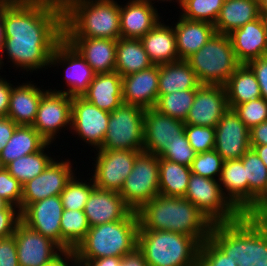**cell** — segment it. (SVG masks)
Segmentation results:
<instances>
[{"label":"cell","instance_id":"cell-1","mask_svg":"<svg viewBox=\"0 0 267 266\" xmlns=\"http://www.w3.org/2000/svg\"><path fill=\"white\" fill-rule=\"evenodd\" d=\"M4 36L0 71L6 65L5 57L19 72L47 70L56 46L64 39L63 5L48 0L4 3Z\"/></svg>","mask_w":267,"mask_h":266},{"label":"cell","instance_id":"cell-2","mask_svg":"<svg viewBox=\"0 0 267 266\" xmlns=\"http://www.w3.org/2000/svg\"><path fill=\"white\" fill-rule=\"evenodd\" d=\"M139 230L170 231L194 237L200 243L209 238L212 222L184 197L157 195L137 211Z\"/></svg>","mask_w":267,"mask_h":266},{"label":"cell","instance_id":"cell-3","mask_svg":"<svg viewBox=\"0 0 267 266\" xmlns=\"http://www.w3.org/2000/svg\"><path fill=\"white\" fill-rule=\"evenodd\" d=\"M63 12L64 38H121L117 0H68Z\"/></svg>","mask_w":267,"mask_h":266},{"label":"cell","instance_id":"cell-4","mask_svg":"<svg viewBox=\"0 0 267 266\" xmlns=\"http://www.w3.org/2000/svg\"><path fill=\"white\" fill-rule=\"evenodd\" d=\"M139 219L131 211L124 219L90 227L85 238L72 251L76 260L120 257L138 245Z\"/></svg>","mask_w":267,"mask_h":266},{"label":"cell","instance_id":"cell-5","mask_svg":"<svg viewBox=\"0 0 267 266\" xmlns=\"http://www.w3.org/2000/svg\"><path fill=\"white\" fill-rule=\"evenodd\" d=\"M201 243L194 237L160 230H139L137 248L148 266H194Z\"/></svg>","mask_w":267,"mask_h":266},{"label":"cell","instance_id":"cell-6","mask_svg":"<svg viewBox=\"0 0 267 266\" xmlns=\"http://www.w3.org/2000/svg\"><path fill=\"white\" fill-rule=\"evenodd\" d=\"M201 85L224 86L241 65L229 35L215 33L196 53L186 59Z\"/></svg>","mask_w":267,"mask_h":266},{"label":"cell","instance_id":"cell-7","mask_svg":"<svg viewBox=\"0 0 267 266\" xmlns=\"http://www.w3.org/2000/svg\"><path fill=\"white\" fill-rule=\"evenodd\" d=\"M209 239L238 266L257 265L258 219L242 214L235 221L214 223Z\"/></svg>","mask_w":267,"mask_h":266},{"label":"cell","instance_id":"cell-8","mask_svg":"<svg viewBox=\"0 0 267 266\" xmlns=\"http://www.w3.org/2000/svg\"><path fill=\"white\" fill-rule=\"evenodd\" d=\"M144 109L122 103L110 112L108 130L97 150L143 151Z\"/></svg>","mask_w":267,"mask_h":266},{"label":"cell","instance_id":"cell-9","mask_svg":"<svg viewBox=\"0 0 267 266\" xmlns=\"http://www.w3.org/2000/svg\"><path fill=\"white\" fill-rule=\"evenodd\" d=\"M213 224L237 220L242 214L223 195L219 180L192 173L184 196Z\"/></svg>","mask_w":267,"mask_h":266},{"label":"cell","instance_id":"cell-10","mask_svg":"<svg viewBox=\"0 0 267 266\" xmlns=\"http://www.w3.org/2000/svg\"><path fill=\"white\" fill-rule=\"evenodd\" d=\"M119 194L133 211L159 195V156L140 152Z\"/></svg>","mask_w":267,"mask_h":266},{"label":"cell","instance_id":"cell-11","mask_svg":"<svg viewBox=\"0 0 267 266\" xmlns=\"http://www.w3.org/2000/svg\"><path fill=\"white\" fill-rule=\"evenodd\" d=\"M91 177L97 188L120 192L125 179L132 171L136 156L141 151L93 150ZM97 152V153H96Z\"/></svg>","mask_w":267,"mask_h":266},{"label":"cell","instance_id":"cell-12","mask_svg":"<svg viewBox=\"0 0 267 266\" xmlns=\"http://www.w3.org/2000/svg\"><path fill=\"white\" fill-rule=\"evenodd\" d=\"M56 157L40 175L28 180L22 186L21 211L31 203L60 195L76 174L78 162L72 160V164L71 159L60 160L58 156Z\"/></svg>","mask_w":267,"mask_h":266},{"label":"cell","instance_id":"cell-13","mask_svg":"<svg viewBox=\"0 0 267 266\" xmlns=\"http://www.w3.org/2000/svg\"><path fill=\"white\" fill-rule=\"evenodd\" d=\"M71 112L72 97L48 89L42 95L32 126L47 142L54 143L62 129L71 131Z\"/></svg>","mask_w":267,"mask_h":266},{"label":"cell","instance_id":"cell-14","mask_svg":"<svg viewBox=\"0 0 267 266\" xmlns=\"http://www.w3.org/2000/svg\"><path fill=\"white\" fill-rule=\"evenodd\" d=\"M60 66V68H58ZM64 67L66 90L52 89L51 91L67 94L68 96H82L94 79L96 73L85 59L63 39L55 48L50 62V68Z\"/></svg>","mask_w":267,"mask_h":266},{"label":"cell","instance_id":"cell-15","mask_svg":"<svg viewBox=\"0 0 267 266\" xmlns=\"http://www.w3.org/2000/svg\"><path fill=\"white\" fill-rule=\"evenodd\" d=\"M110 112L99 109L82 96L72 97L71 132L77 140L99 149L108 130ZM78 135V136H77ZM79 137V139H78ZM94 148V149H93Z\"/></svg>","mask_w":267,"mask_h":266},{"label":"cell","instance_id":"cell-16","mask_svg":"<svg viewBox=\"0 0 267 266\" xmlns=\"http://www.w3.org/2000/svg\"><path fill=\"white\" fill-rule=\"evenodd\" d=\"M13 235L19 266H45L64 252L56 242L32 230L21 221Z\"/></svg>","mask_w":267,"mask_h":266},{"label":"cell","instance_id":"cell-17","mask_svg":"<svg viewBox=\"0 0 267 266\" xmlns=\"http://www.w3.org/2000/svg\"><path fill=\"white\" fill-rule=\"evenodd\" d=\"M143 152L159 156L185 133V123L154 108L144 109Z\"/></svg>","mask_w":267,"mask_h":266},{"label":"cell","instance_id":"cell-18","mask_svg":"<svg viewBox=\"0 0 267 266\" xmlns=\"http://www.w3.org/2000/svg\"><path fill=\"white\" fill-rule=\"evenodd\" d=\"M250 148V130L228 109L215 127L214 150L226 161L240 159Z\"/></svg>","mask_w":267,"mask_h":266},{"label":"cell","instance_id":"cell-19","mask_svg":"<svg viewBox=\"0 0 267 266\" xmlns=\"http://www.w3.org/2000/svg\"><path fill=\"white\" fill-rule=\"evenodd\" d=\"M63 210L60 195L48 197L26 206L20 212L21 222L61 247L60 223Z\"/></svg>","mask_w":267,"mask_h":266},{"label":"cell","instance_id":"cell-20","mask_svg":"<svg viewBox=\"0 0 267 266\" xmlns=\"http://www.w3.org/2000/svg\"><path fill=\"white\" fill-rule=\"evenodd\" d=\"M229 109L225 87L200 85L184 123L188 125L216 127L222 115Z\"/></svg>","mask_w":267,"mask_h":266},{"label":"cell","instance_id":"cell-21","mask_svg":"<svg viewBox=\"0 0 267 266\" xmlns=\"http://www.w3.org/2000/svg\"><path fill=\"white\" fill-rule=\"evenodd\" d=\"M124 4L120 5L121 38L140 39L162 19L157 5L147 0H129Z\"/></svg>","mask_w":267,"mask_h":266},{"label":"cell","instance_id":"cell-22","mask_svg":"<svg viewBox=\"0 0 267 266\" xmlns=\"http://www.w3.org/2000/svg\"><path fill=\"white\" fill-rule=\"evenodd\" d=\"M159 65L122 77L123 103L154 108L158 99Z\"/></svg>","mask_w":267,"mask_h":266},{"label":"cell","instance_id":"cell-23","mask_svg":"<svg viewBox=\"0 0 267 266\" xmlns=\"http://www.w3.org/2000/svg\"><path fill=\"white\" fill-rule=\"evenodd\" d=\"M132 209L115 191L95 187L83 209L90 227L124 219Z\"/></svg>","mask_w":267,"mask_h":266},{"label":"cell","instance_id":"cell-24","mask_svg":"<svg viewBox=\"0 0 267 266\" xmlns=\"http://www.w3.org/2000/svg\"><path fill=\"white\" fill-rule=\"evenodd\" d=\"M240 64L267 55V40L264 18L259 16L228 34Z\"/></svg>","mask_w":267,"mask_h":266},{"label":"cell","instance_id":"cell-25","mask_svg":"<svg viewBox=\"0 0 267 266\" xmlns=\"http://www.w3.org/2000/svg\"><path fill=\"white\" fill-rule=\"evenodd\" d=\"M96 74L115 71L116 40L105 38H64Z\"/></svg>","mask_w":267,"mask_h":266},{"label":"cell","instance_id":"cell-26","mask_svg":"<svg viewBox=\"0 0 267 266\" xmlns=\"http://www.w3.org/2000/svg\"><path fill=\"white\" fill-rule=\"evenodd\" d=\"M47 90L36 85L31 79L13 85L7 117L17 125L32 126L42 95Z\"/></svg>","mask_w":267,"mask_h":266},{"label":"cell","instance_id":"cell-27","mask_svg":"<svg viewBox=\"0 0 267 266\" xmlns=\"http://www.w3.org/2000/svg\"><path fill=\"white\" fill-rule=\"evenodd\" d=\"M174 26L179 60H186L201 49L216 33L214 24L188 20L180 15Z\"/></svg>","mask_w":267,"mask_h":266},{"label":"cell","instance_id":"cell-28","mask_svg":"<svg viewBox=\"0 0 267 266\" xmlns=\"http://www.w3.org/2000/svg\"><path fill=\"white\" fill-rule=\"evenodd\" d=\"M161 21L140 38L145 51L154 65L179 61L176 35L173 25Z\"/></svg>","mask_w":267,"mask_h":266},{"label":"cell","instance_id":"cell-29","mask_svg":"<svg viewBox=\"0 0 267 266\" xmlns=\"http://www.w3.org/2000/svg\"><path fill=\"white\" fill-rule=\"evenodd\" d=\"M82 97L99 109L112 112L123 103L122 76L116 71L96 74Z\"/></svg>","mask_w":267,"mask_h":266},{"label":"cell","instance_id":"cell-30","mask_svg":"<svg viewBox=\"0 0 267 266\" xmlns=\"http://www.w3.org/2000/svg\"><path fill=\"white\" fill-rule=\"evenodd\" d=\"M259 16V0H224L214 23L216 33L228 35Z\"/></svg>","mask_w":267,"mask_h":266},{"label":"cell","instance_id":"cell-31","mask_svg":"<svg viewBox=\"0 0 267 266\" xmlns=\"http://www.w3.org/2000/svg\"><path fill=\"white\" fill-rule=\"evenodd\" d=\"M219 183L223 195L241 214H244L247 211V179L241 159L223 162Z\"/></svg>","mask_w":267,"mask_h":266},{"label":"cell","instance_id":"cell-32","mask_svg":"<svg viewBox=\"0 0 267 266\" xmlns=\"http://www.w3.org/2000/svg\"><path fill=\"white\" fill-rule=\"evenodd\" d=\"M200 85L194 70L186 60L159 65V94L197 89Z\"/></svg>","mask_w":267,"mask_h":266},{"label":"cell","instance_id":"cell-33","mask_svg":"<svg viewBox=\"0 0 267 266\" xmlns=\"http://www.w3.org/2000/svg\"><path fill=\"white\" fill-rule=\"evenodd\" d=\"M48 142L33 126L18 125L0 153L3 167L22 156L41 150Z\"/></svg>","mask_w":267,"mask_h":266},{"label":"cell","instance_id":"cell-34","mask_svg":"<svg viewBox=\"0 0 267 266\" xmlns=\"http://www.w3.org/2000/svg\"><path fill=\"white\" fill-rule=\"evenodd\" d=\"M153 65L140 39L116 40L115 71L122 77L148 69Z\"/></svg>","mask_w":267,"mask_h":266},{"label":"cell","instance_id":"cell-35","mask_svg":"<svg viewBox=\"0 0 267 266\" xmlns=\"http://www.w3.org/2000/svg\"><path fill=\"white\" fill-rule=\"evenodd\" d=\"M224 87L229 109L262 97L257 78L246 64H241L236 69Z\"/></svg>","mask_w":267,"mask_h":266},{"label":"cell","instance_id":"cell-36","mask_svg":"<svg viewBox=\"0 0 267 266\" xmlns=\"http://www.w3.org/2000/svg\"><path fill=\"white\" fill-rule=\"evenodd\" d=\"M191 174L190 167L159 157V193L184 197Z\"/></svg>","mask_w":267,"mask_h":266},{"label":"cell","instance_id":"cell-37","mask_svg":"<svg viewBox=\"0 0 267 266\" xmlns=\"http://www.w3.org/2000/svg\"><path fill=\"white\" fill-rule=\"evenodd\" d=\"M52 145L48 142L41 150L8 163L5 169L23 186L28 180L40 175L55 159L47 151Z\"/></svg>","mask_w":267,"mask_h":266},{"label":"cell","instance_id":"cell-38","mask_svg":"<svg viewBox=\"0 0 267 266\" xmlns=\"http://www.w3.org/2000/svg\"><path fill=\"white\" fill-rule=\"evenodd\" d=\"M247 179V210L255 203L257 197L267 185V167L250 148L241 158Z\"/></svg>","mask_w":267,"mask_h":266},{"label":"cell","instance_id":"cell-39","mask_svg":"<svg viewBox=\"0 0 267 266\" xmlns=\"http://www.w3.org/2000/svg\"><path fill=\"white\" fill-rule=\"evenodd\" d=\"M60 227L61 248L67 252H72L90 229L83 211L67 209L63 210Z\"/></svg>","mask_w":267,"mask_h":266},{"label":"cell","instance_id":"cell-40","mask_svg":"<svg viewBox=\"0 0 267 266\" xmlns=\"http://www.w3.org/2000/svg\"><path fill=\"white\" fill-rule=\"evenodd\" d=\"M195 96L196 89L177 91L170 94H158L154 109L164 115L185 121Z\"/></svg>","mask_w":267,"mask_h":266},{"label":"cell","instance_id":"cell-41","mask_svg":"<svg viewBox=\"0 0 267 266\" xmlns=\"http://www.w3.org/2000/svg\"><path fill=\"white\" fill-rule=\"evenodd\" d=\"M77 174L79 175L77 176ZM77 174L67 183L60 194V198L64 209L83 211L91 192L96 186L91 176L84 180V177L79 178L81 177L80 173Z\"/></svg>","mask_w":267,"mask_h":266},{"label":"cell","instance_id":"cell-42","mask_svg":"<svg viewBox=\"0 0 267 266\" xmlns=\"http://www.w3.org/2000/svg\"><path fill=\"white\" fill-rule=\"evenodd\" d=\"M224 0H184L179 15L188 20L214 24Z\"/></svg>","mask_w":267,"mask_h":266},{"label":"cell","instance_id":"cell-43","mask_svg":"<svg viewBox=\"0 0 267 266\" xmlns=\"http://www.w3.org/2000/svg\"><path fill=\"white\" fill-rule=\"evenodd\" d=\"M223 162V158L213 149L196 154L191 163L190 170L192 173L202 177L219 180L222 173Z\"/></svg>","mask_w":267,"mask_h":266},{"label":"cell","instance_id":"cell-44","mask_svg":"<svg viewBox=\"0 0 267 266\" xmlns=\"http://www.w3.org/2000/svg\"><path fill=\"white\" fill-rule=\"evenodd\" d=\"M233 110L249 130L267 121V101L262 97L236 105Z\"/></svg>","mask_w":267,"mask_h":266},{"label":"cell","instance_id":"cell-45","mask_svg":"<svg viewBox=\"0 0 267 266\" xmlns=\"http://www.w3.org/2000/svg\"><path fill=\"white\" fill-rule=\"evenodd\" d=\"M194 266H238L235 259L225 255L209 238L200 245Z\"/></svg>","mask_w":267,"mask_h":266},{"label":"cell","instance_id":"cell-46","mask_svg":"<svg viewBox=\"0 0 267 266\" xmlns=\"http://www.w3.org/2000/svg\"><path fill=\"white\" fill-rule=\"evenodd\" d=\"M189 144L198 153L213 150L215 147V127L185 124Z\"/></svg>","mask_w":267,"mask_h":266},{"label":"cell","instance_id":"cell-47","mask_svg":"<svg viewBox=\"0 0 267 266\" xmlns=\"http://www.w3.org/2000/svg\"><path fill=\"white\" fill-rule=\"evenodd\" d=\"M196 154L184 133L179 140L167 146L159 157L190 167Z\"/></svg>","mask_w":267,"mask_h":266},{"label":"cell","instance_id":"cell-48","mask_svg":"<svg viewBox=\"0 0 267 266\" xmlns=\"http://www.w3.org/2000/svg\"><path fill=\"white\" fill-rule=\"evenodd\" d=\"M0 197L21 212L22 185L3 167L0 170Z\"/></svg>","mask_w":267,"mask_h":266},{"label":"cell","instance_id":"cell-49","mask_svg":"<svg viewBox=\"0 0 267 266\" xmlns=\"http://www.w3.org/2000/svg\"><path fill=\"white\" fill-rule=\"evenodd\" d=\"M20 221V210L16 206L9 205L0 210V238L12 236Z\"/></svg>","mask_w":267,"mask_h":266},{"label":"cell","instance_id":"cell-50","mask_svg":"<svg viewBox=\"0 0 267 266\" xmlns=\"http://www.w3.org/2000/svg\"><path fill=\"white\" fill-rule=\"evenodd\" d=\"M0 266H19L14 235L0 238Z\"/></svg>","mask_w":267,"mask_h":266},{"label":"cell","instance_id":"cell-51","mask_svg":"<svg viewBox=\"0 0 267 266\" xmlns=\"http://www.w3.org/2000/svg\"><path fill=\"white\" fill-rule=\"evenodd\" d=\"M254 73L260 86L262 98L267 101V55L246 64Z\"/></svg>","mask_w":267,"mask_h":266},{"label":"cell","instance_id":"cell-52","mask_svg":"<svg viewBox=\"0 0 267 266\" xmlns=\"http://www.w3.org/2000/svg\"><path fill=\"white\" fill-rule=\"evenodd\" d=\"M249 266H267V219H258L257 265Z\"/></svg>","mask_w":267,"mask_h":266},{"label":"cell","instance_id":"cell-53","mask_svg":"<svg viewBox=\"0 0 267 266\" xmlns=\"http://www.w3.org/2000/svg\"><path fill=\"white\" fill-rule=\"evenodd\" d=\"M243 215L253 219H267V185L255 203Z\"/></svg>","mask_w":267,"mask_h":266},{"label":"cell","instance_id":"cell-54","mask_svg":"<svg viewBox=\"0 0 267 266\" xmlns=\"http://www.w3.org/2000/svg\"><path fill=\"white\" fill-rule=\"evenodd\" d=\"M13 84L16 83H11L6 77L0 76V118L7 117Z\"/></svg>","mask_w":267,"mask_h":266},{"label":"cell","instance_id":"cell-55","mask_svg":"<svg viewBox=\"0 0 267 266\" xmlns=\"http://www.w3.org/2000/svg\"><path fill=\"white\" fill-rule=\"evenodd\" d=\"M17 126L9 117L0 118V153L7 145Z\"/></svg>","mask_w":267,"mask_h":266},{"label":"cell","instance_id":"cell-56","mask_svg":"<svg viewBox=\"0 0 267 266\" xmlns=\"http://www.w3.org/2000/svg\"><path fill=\"white\" fill-rule=\"evenodd\" d=\"M267 145V121L250 129V146Z\"/></svg>","mask_w":267,"mask_h":266},{"label":"cell","instance_id":"cell-57","mask_svg":"<svg viewBox=\"0 0 267 266\" xmlns=\"http://www.w3.org/2000/svg\"><path fill=\"white\" fill-rule=\"evenodd\" d=\"M119 266H148L143 253L136 248L133 252L125 254Z\"/></svg>","mask_w":267,"mask_h":266},{"label":"cell","instance_id":"cell-58","mask_svg":"<svg viewBox=\"0 0 267 266\" xmlns=\"http://www.w3.org/2000/svg\"><path fill=\"white\" fill-rule=\"evenodd\" d=\"M120 257H104L95 260H77L85 266H119L121 263Z\"/></svg>","mask_w":267,"mask_h":266},{"label":"cell","instance_id":"cell-59","mask_svg":"<svg viewBox=\"0 0 267 266\" xmlns=\"http://www.w3.org/2000/svg\"><path fill=\"white\" fill-rule=\"evenodd\" d=\"M45 266H72V252L64 251L55 261Z\"/></svg>","mask_w":267,"mask_h":266},{"label":"cell","instance_id":"cell-60","mask_svg":"<svg viewBox=\"0 0 267 266\" xmlns=\"http://www.w3.org/2000/svg\"><path fill=\"white\" fill-rule=\"evenodd\" d=\"M267 167V145L250 146Z\"/></svg>","mask_w":267,"mask_h":266},{"label":"cell","instance_id":"cell-61","mask_svg":"<svg viewBox=\"0 0 267 266\" xmlns=\"http://www.w3.org/2000/svg\"><path fill=\"white\" fill-rule=\"evenodd\" d=\"M4 3H0V52L4 45Z\"/></svg>","mask_w":267,"mask_h":266},{"label":"cell","instance_id":"cell-62","mask_svg":"<svg viewBox=\"0 0 267 266\" xmlns=\"http://www.w3.org/2000/svg\"><path fill=\"white\" fill-rule=\"evenodd\" d=\"M259 13L263 18L267 17V0H259Z\"/></svg>","mask_w":267,"mask_h":266},{"label":"cell","instance_id":"cell-63","mask_svg":"<svg viewBox=\"0 0 267 266\" xmlns=\"http://www.w3.org/2000/svg\"><path fill=\"white\" fill-rule=\"evenodd\" d=\"M147 1H149V2H151V3L153 2L152 4H155V2H156V3H157V2L159 3V1H160V3L165 2V1H166V3H167V2H168V3H169V2L171 3V2L173 1L174 3L176 2V3L179 5V8L182 6V4H183V2H184V0H175V1H174V0H157V1H156V0H147Z\"/></svg>","mask_w":267,"mask_h":266},{"label":"cell","instance_id":"cell-64","mask_svg":"<svg viewBox=\"0 0 267 266\" xmlns=\"http://www.w3.org/2000/svg\"><path fill=\"white\" fill-rule=\"evenodd\" d=\"M35 0H0V3H27Z\"/></svg>","mask_w":267,"mask_h":266},{"label":"cell","instance_id":"cell-65","mask_svg":"<svg viewBox=\"0 0 267 266\" xmlns=\"http://www.w3.org/2000/svg\"><path fill=\"white\" fill-rule=\"evenodd\" d=\"M9 206V204L0 197V210L6 209Z\"/></svg>","mask_w":267,"mask_h":266},{"label":"cell","instance_id":"cell-66","mask_svg":"<svg viewBox=\"0 0 267 266\" xmlns=\"http://www.w3.org/2000/svg\"><path fill=\"white\" fill-rule=\"evenodd\" d=\"M72 266H85L83 263L77 261L72 254Z\"/></svg>","mask_w":267,"mask_h":266},{"label":"cell","instance_id":"cell-67","mask_svg":"<svg viewBox=\"0 0 267 266\" xmlns=\"http://www.w3.org/2000/svg\"><path fill=\"white\" fill-rule=\"evenodd\" d=\"M48 1L56 2L58 4L64 5L68 0H48Z\"/></svg>","mask_w":267,"mask_h":266},{"label":"cell","instance_id":"cell-68","mask_svg":"<svg viewBox=\"0 0 267 266\" xmlns=\"http://www.w3.org/2000/svg\"><path fill=\"white\" fill-rule=\"evenodd\" d=\"M265 30H266V40H267V17L264 18Z\"/></svg>","mask_w":267,"mask_h":266},{"label":"cell","instance_id":"cell-69","mask_svg":"<svg viewBox=\"0 0 267 266\" xmlns=\"http://www.w3.org/2000/svg\"><path fill=\"white\" fill-rule=\"evenodd\" d=\"M3 168L2 164H1V161H0V170Z\"/></svg>","mask_w":267,"mask_h":266}]
</instances>
